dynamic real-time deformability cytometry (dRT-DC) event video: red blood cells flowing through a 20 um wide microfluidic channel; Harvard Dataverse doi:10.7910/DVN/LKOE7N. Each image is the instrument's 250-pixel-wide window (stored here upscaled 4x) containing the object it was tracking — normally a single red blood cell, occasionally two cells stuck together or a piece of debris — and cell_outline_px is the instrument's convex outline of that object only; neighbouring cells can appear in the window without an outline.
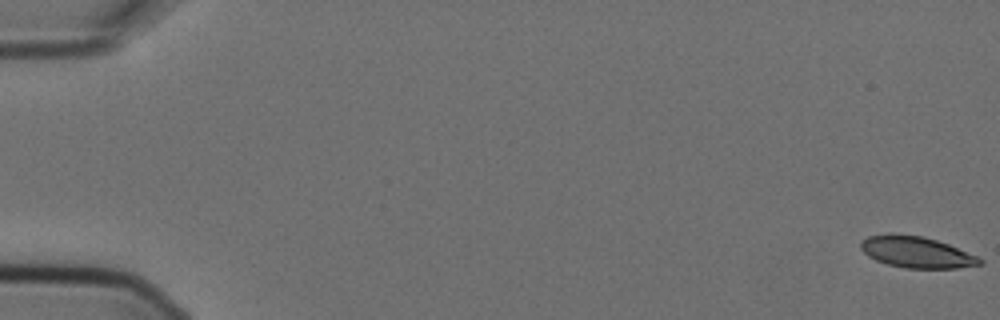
{"species": "Egyptian fruit bat (a non-hibernating species)", "species_latin": "Rousettus aegyptiacus", "temperature_condition": "cold", "stored_images_in_passage": 4, "camera_frame_rate_fps": 3000, "um_per_image_px": 0.085, "animal": {"sex": "female"}, "frame": {"image": 1, "passage_image": 1, "time_ms": 0.0, "image_size_px": [1000, 320], "cell_outline_px": [[984, 264], [956, 268], [904, 268], [888, 264], [876, 260], [868, 256], [860, 248], [860, 240], [868, 236], [924, 236], [948, 244], [976, 256], [984, 260]], "centroid_in_image_um": [77.93, 21.47], "position_along_channel_um": 7.1, "area_um2": 21.1}}